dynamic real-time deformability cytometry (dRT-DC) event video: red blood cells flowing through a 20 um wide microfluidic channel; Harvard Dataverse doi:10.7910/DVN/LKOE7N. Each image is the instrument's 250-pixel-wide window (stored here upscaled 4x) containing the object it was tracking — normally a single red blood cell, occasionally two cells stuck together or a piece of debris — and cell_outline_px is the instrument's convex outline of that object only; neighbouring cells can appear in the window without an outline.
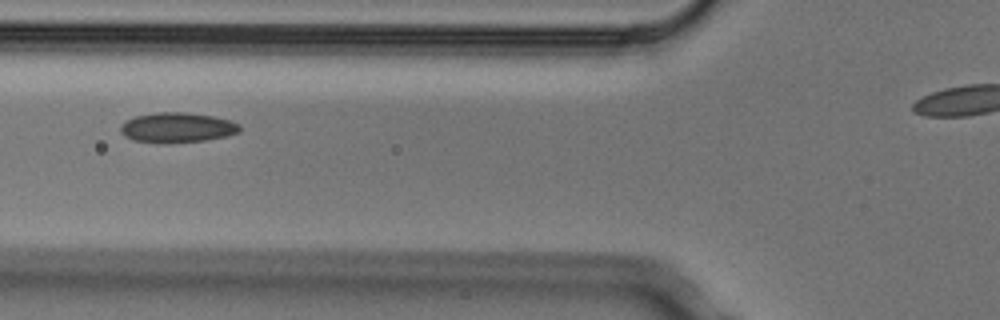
{"species": "Egyptian fruit bat (a non-hibernating species)", "species_latin": "Rousettus aegyptiacus", "temperature_condition": "cold", "stored_images_in_passage": 5, "camera_frame_rate_fps": 3000, "um_per_image_px": 0.085, "animal": {"sex": "male"}, "frame": {"image": 1, "passage_image": 4, "time_ms": 1.0, "image_size_px": [1000, 320], "cell_outline_px": [[240, 132], [228, 136], [204, 140], [168, 144], [160, 144], [132, 140], [124, 136], [120, 132], [120, 124], [124, 120], [136, 116], [156, 112], [184, 112], [216, 116], [240, 124]], "centroid_in_image_um": [15.03, 10.85], "position_along_channel_um": 110.8, "area_um2": 21.33}}
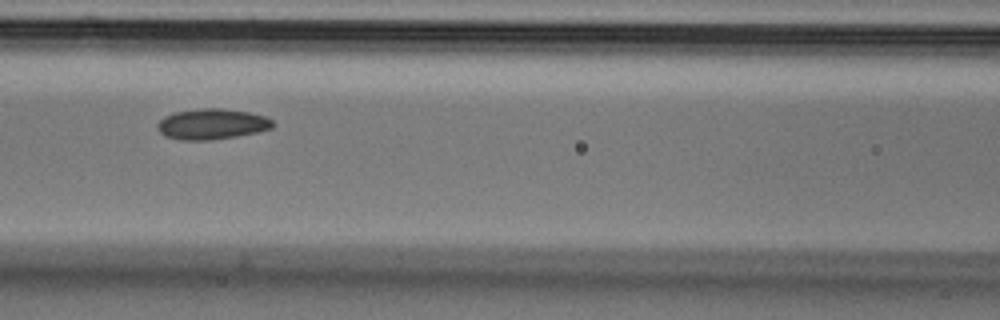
{"frame": {"image": 2, "passage_image": 5, "time_ms": 1.333, "image_size_px": [1000, 320], "cell_outline_px": [[276, 124], [272, 128], [256, 132], [236, 136], [212, 140], [180, 140], [164, 136], [160, 132], [156, 124], [164, 116], [176, 112], [204, 108], [224, 108], [248, 112], [264, 116], [272, 120]], "centroid_in_image_um": [18.01, 10.55], "position_along_channel_um": 148.6, "area_um2": 20.58}}